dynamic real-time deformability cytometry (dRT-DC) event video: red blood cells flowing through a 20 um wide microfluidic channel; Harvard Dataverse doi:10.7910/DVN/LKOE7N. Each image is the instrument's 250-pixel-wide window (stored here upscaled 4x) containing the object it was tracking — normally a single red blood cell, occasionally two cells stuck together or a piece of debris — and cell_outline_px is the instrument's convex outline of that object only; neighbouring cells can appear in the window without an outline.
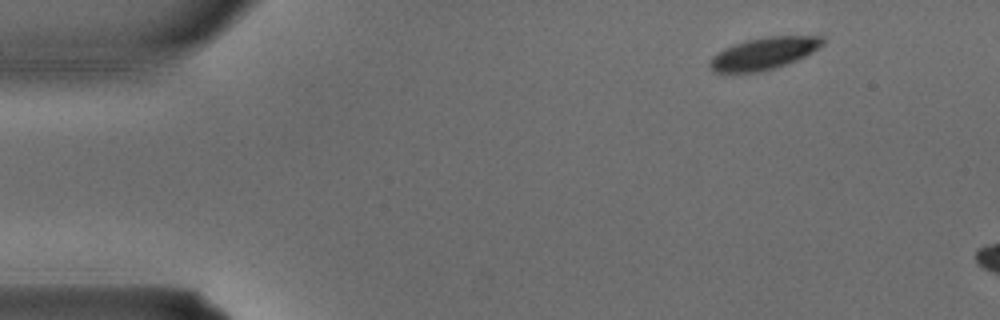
{"species": "common noctule bat (a hibernating species)", "species_latin": "Nyctalus noctula", "temperature_condition": "warm", "stored_images_in_passage": 3, "camera_frame_rate_fps": 3000, "um_per_image_px": 0.085, "animal": {"sex": "male", "body_mass_g": 15.6}, "frame": {"image": 1, "passage_image": 1, "time_ms": 0.0, "image_size_px": [1000, 320], "cell_outline_px": [[824, 44], [812, 52], [796, 60], [776, 68], [756, 72], [716, 72], [708, 64], [712, 56], [716, 52], [724, 48], [748, 40], [764, 36], [824, 36]], "centroid_in_image_um": [64.94, 4.53], "position_along_channel_um": 20.1, "area_um2": 20.92}}